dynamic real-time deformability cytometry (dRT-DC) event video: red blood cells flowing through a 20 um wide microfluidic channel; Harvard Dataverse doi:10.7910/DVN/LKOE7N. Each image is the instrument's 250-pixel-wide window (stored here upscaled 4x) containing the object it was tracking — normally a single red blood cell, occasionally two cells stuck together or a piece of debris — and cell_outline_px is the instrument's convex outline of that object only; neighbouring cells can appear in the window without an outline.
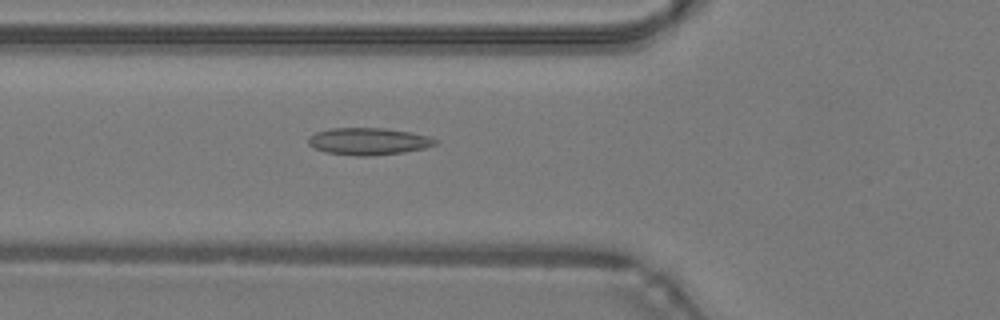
{"species": "common noctule bat (a hibernating species)", "species_latin": "Nyctalus noctula", "temperature_condition": "warm", "stored_images_in_passage": 48, "camera_frame_rate_fps": 3000, "um_per_image_px": 0.085, "animal": {"sex": "male", "body_mass_g": 19.2, "forearm_length_mm": 51.8}, "frame": {"image": 1, "passage_image": 18, "time_ms": 5.667, "image_size_px": [1000, 320], "cell_outline_px": [[440, 140], [436, 144], [424, 148], [404, 152], [368, 156], [356, 156], [324, 152], [308, 144], [308, 136], [316, 132], [328, 128], [384, 128], [412, 132], [428, 136]], "centroid_in_image_um": [31.32, 12.01], "position_along_channel_um": 94.5, "area_um2": 20.17}}
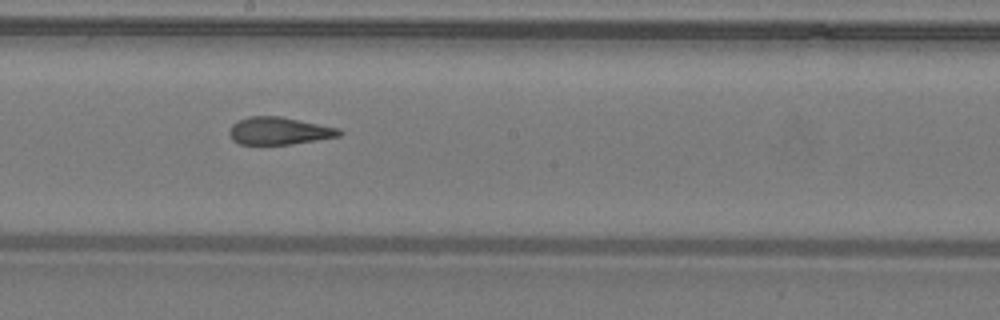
{"frame": {"image": 2, "passage_image": 27, "time_ms": 8.667, "image_size_px": [1000, 320], "cell_outline_px": [[344, 132], [340, 136], [292, 144], [240, 144], [232, 140], [228, 132], [232, 124], [248, 116], [280, 116], [340, 128]], "centroid_in_image_um": [23.74, 11.12], "position_along_channel_um": 224.5, "area_um2": 17.63}}
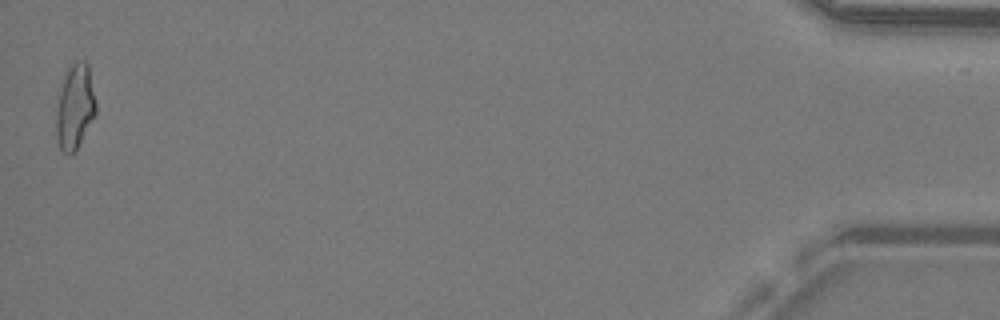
{"frame": {"image": 3, "passage_image": 48, "time_ms": 15.667, "image_size_px": [1000, 320], "cell_outline_px": [[96, 112], [76, 148], [72, 152], [64, 152], [60, 148], [56, 136], [56, 108], [60, 92], [68, 68], [76, 60], [84, 60], [88, 64], [96, 104]], "centroid_in_image_um": [6.36, 9.03], "position_along_channel_um": 428.8, "area_um2": 19.02}, "authors_computed_cell_mechanics": {"area_um2": 18.9006, "velocity_mm_per_s": 4.3168, "shape_relaxation_time_tau1_ms": null, "shape_relaxation_time_tau2_ms": 1.8254, "deformation_change_tau1": null, "deformation_change_tau2": 0.0879}}